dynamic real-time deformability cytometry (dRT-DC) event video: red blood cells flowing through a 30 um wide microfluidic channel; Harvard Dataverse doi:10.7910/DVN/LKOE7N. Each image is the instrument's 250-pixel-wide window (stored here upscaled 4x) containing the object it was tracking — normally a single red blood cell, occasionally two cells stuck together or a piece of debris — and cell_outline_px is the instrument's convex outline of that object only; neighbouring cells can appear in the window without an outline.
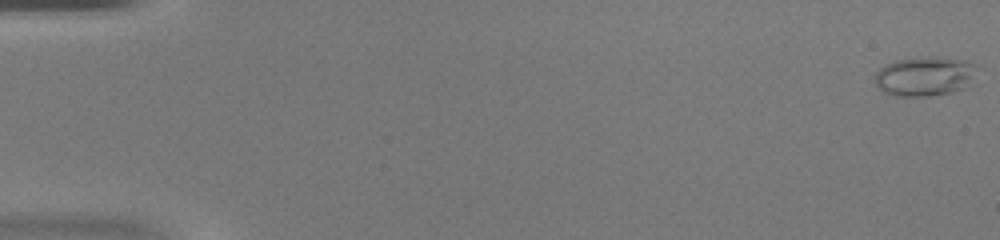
{"species": "common noctule bat (a hibernating species)", "species_latin": "Nyctalus noctula", "temperature_condition": "warm", "stored_images_in_passage": 48, "camera_frame_rate_fps": 3000, "um_per_image_px": 0.085, "animal": {"sex": "female", "body_mass_g": 20.0, "forearm_length_mm": 54.0}, "frame": {"image": 1, "passage_image": 1, "time_ms": 0.0, "image_size_px": [1000, 240], "cell_outline_px": [[976, 64], [964, 88], [952, 92], [928, 96], [896, 96], [884, 92], [876, 84], [876, 72], [884, 64], [896, 60], [968, 60]], "centroid_in_image_um": [78.51, 6.54], "position_along_channel_um": 6.5, "area_um2": 22.02}}
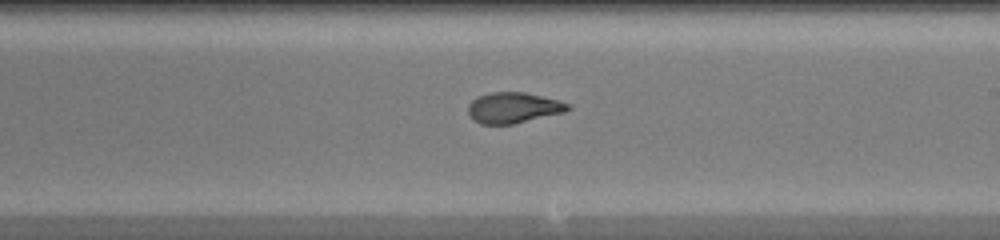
{"frame": {"image": 2, "passage_image": 29, "time_ms": 9.333, "image_size_px": [1000, 240], "cell_outline_px": [[572, 108], [564, 112], [512, 124], [480, 124], [472, 120], [468, 112], [468, 104], [476, 96], [492, 92], [524, 92], [556, 100], [568, 104]], "centroid_in_image_um": [43.57, 9.16], "position_along_channel_um": 245.4, "area_um2": 17.74}}
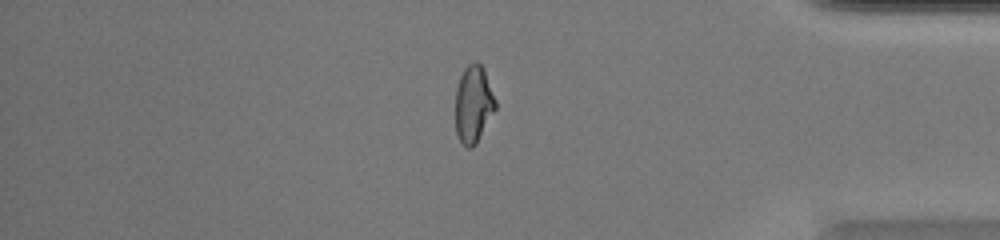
{"frame": {"image": 3, "passage_image": 41, "time_ms": 13.333, "image_size_px": [1000, 240], "cell_outline_px": [[496, 108], [476, 144], [472, 148], [468, 148], [460, 140], [456, 132], [456, 88], [460, 76], [464, 68], [472, 60], [476, 60], [484, 68], [496, 100]], "centroid_in_image_um": [40.25, 8.81], "position_along_channel_um": 395.0, "area_um2": 18.09}}